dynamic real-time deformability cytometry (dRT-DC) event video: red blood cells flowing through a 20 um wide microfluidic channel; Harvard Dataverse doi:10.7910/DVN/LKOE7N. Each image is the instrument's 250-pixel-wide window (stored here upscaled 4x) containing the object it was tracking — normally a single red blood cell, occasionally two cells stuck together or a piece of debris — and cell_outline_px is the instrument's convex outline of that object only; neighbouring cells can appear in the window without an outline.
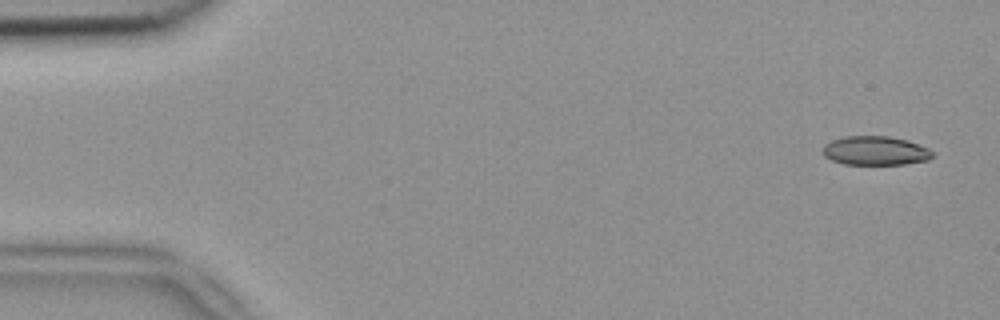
{"species": "common noctule bat (a hibernating species)", "species_latin": "Nyctalus noctula", "temperature_condition": "room temperature", "stored_images_in_passage": 5, "camera_frame_rate_fps": 3000, "um_per_image_px": 0.085, "animal": {"sex": "female", "body_mass_g": 18.4}, "frame": {"image": 1, "passage_image": 1, "time_ms": 0.0, "image_size_px": [1000, 320], "cell_outline_px": [[936, 152], [928, 160], [904, 164], [844, 164], [832, 160], [824, 156], [820, 152], [824, 144], [832, 140], [844, 136], [888, 136], [908, 140], [928, 148]], "centroid_in_image_um": [74.39, 12.8], "position_along_channel_um": 10.6, "area_um2": 18.73}}
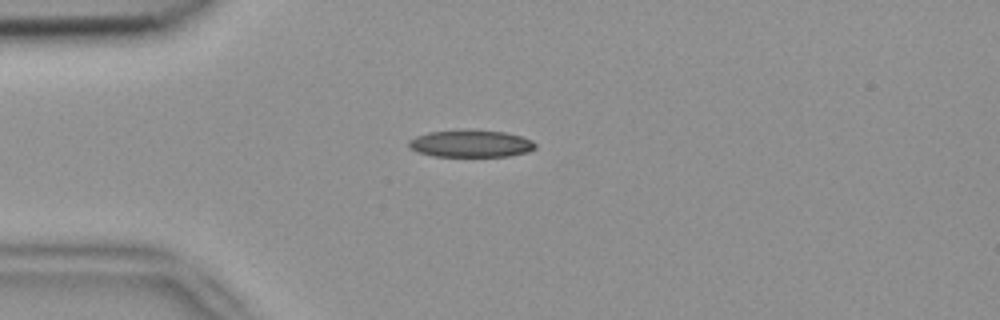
{"frame": {"image": 2, "passage_image": 3, "time_ms": 0.667, "image_size_px": [1000, 320], "cell_outline_px": [[536, 148], [528, 152], [508, 156], [432, 156], [416, 152], [408, 148], [408, 140], [416, 136], [428, 132], [464, 128], [468, 128], [504, 132], [520, 136], [532, 140], [536, 144]], "centroid_in_image_um": [39.97, 12.19], "position_along_channel_um": 45.0, "area_um2": 20.58}}
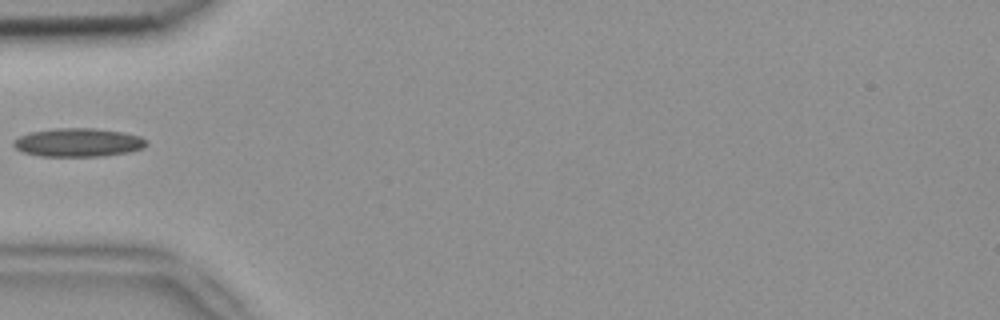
{"frame": {"image": 3, "passage_image": 4, "time_ms": 1.0, "image_size_px": [1000, 320], "cell_outline_px": [[148, 144], [144, 148], [128, 152], [100, 156], [40, 156], [24, 152], [16, 148], [12, 144], [12, 140], [20, 136], [32, 132], [56, 128], [92, 128], [124, 132], [140, 136], [148, 140]], "centroid_in_image_um": [6.68, 12.11], "position_along_channel_um": 78.3, "area_um2": 22.08}}